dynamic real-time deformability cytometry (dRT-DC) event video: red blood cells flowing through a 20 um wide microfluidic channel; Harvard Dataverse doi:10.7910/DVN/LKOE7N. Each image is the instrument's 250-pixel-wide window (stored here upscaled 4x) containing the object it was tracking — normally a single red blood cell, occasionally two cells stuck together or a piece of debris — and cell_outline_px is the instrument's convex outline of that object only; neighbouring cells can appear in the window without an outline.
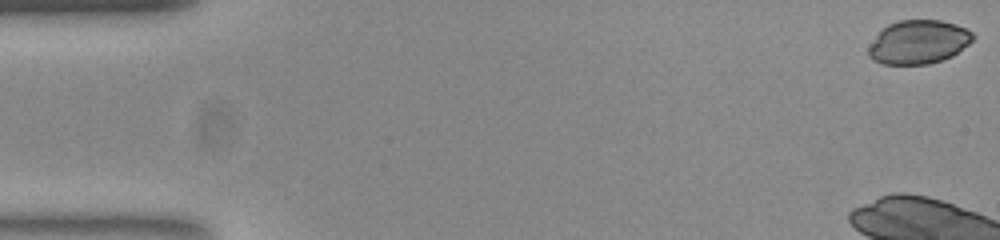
{"species": "common noctule bat (a hibernating species)", "species_latin": "Nyctalus noctula", "temperature_condition": "room temperature", "stored_images_in_passage": 19, "camera_frame_rate_fps": 3000, "um_per_image_px": 0.085, "animal": {"sex": "female", "body_mass_g": 23.0, "forearm_length_mm": 53.4}, "frame": {"image": 1, "passage_image": 1, "time_ms": 0.0, "image_size_px": [1000, 240], "cell_outline_px": [[976, 36], [968, 44], [952, 56], [928, 64], [884, 64], [872, 60], [868, 56], [868, 48], [876, 36], [888, 24], [900, 20], [940, 20], [956, 24], [972, 32]], "centroid_in_image_um": [78.07, 3.57], "position_along_channel_um": 6.9, "area_um2": 26.41}}